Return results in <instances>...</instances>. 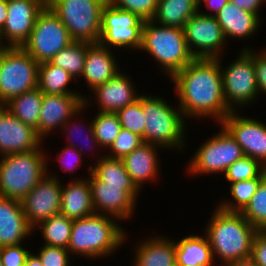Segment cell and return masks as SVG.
<instances>
[{"label":"cell","mask_w":266,"mask_h":266,"mask_svg":"<svg viewBox=\"0 0 266 266\" xmlns=\"http://www.w3.org/2000/svg\"><path fill=\"white\" fill-rule=\"evenodd\" d=\"M47 174L21 200L24 215L32 228L60 214L62 182L56 174Z\"/></svg>","instance_id":"obj_14"},{"label":"cell","mask_w":266,"mask_h":266,"mask_svg":"<svg viewBox=\"0 0 266 266\" xmlns=\"http://www.w3.org/2000/svg\"><path fill=\"white\" fill-rule=\"evenodd\" d=\"M96 159L95 165L91 166V173L105 185H123V189L138 201L140 190L131 180L122 159L109 158L103 153Z\"/></svg>","instance_id":"obj_28"},{"label":"cell","mask_w":266,"mask_h":266,"mask_svg":"<svg viewBox=\"0 0 266 266\" xmlns=\"http://www.w3.org/2000/svg\"><path fill=\"white\" fill-rule=\"evenodd\" d=\"M144 20L138 15L107 2L101 11L99 44L110 49L139 50L142 45ZM117 48V49H116Z\"/></svg>","instance_id":"obj_10"},{"label":"cell","mask_w":266,"mask_h":266,"mask_svg":"<svg viewBox=\"0 0 266 266\" xmlns=\"http://www.w3.org/2000/svg\"><path fill=\"white\" fill-rule=\"evenodd\" d=\"M91 101V102H90ZM92 104V99H89L88 98V96H86V95H84V106L76 113V114H74L60 129L62 130V134H64L65 132V136L67 135V137H65V138H68L67 140H68V142H67V144L66 145H69V146H72V147H74V148H76L81 154H83L82 152H84L83 151V148L85 147V146H81L80 145V149L78 148L79 146V144H76V143H74L75 142V140H73V139H75L76 137H75V133H79L80 135L82 134V131H83V129H81V127L83 126V124L81 125V123H82V121L80 122H77L78 121V115L79 114H81L82 113V111H83V113L85 112V110H87L90 106H91V104ZM90 105V106H89ZM88 106V107H87ZM87 108V109H86ZM75 116L77 117L76 119H75ZM76 120V121H75ZM89 125H87V126H85L84 128L87 130V132H86V130H85V132L84 133H86V137H87V139L85 140V141H87V142H85L84 140V143L85 144H87L86 146H88V149L85 147V149H86V151L88 150L89 152H87V153H90V150H91V153H93L94 152V148L96 147V149H97V147H99L98 148V150L100 149V145L98 144V141H97V139H96V137H95V135H94V130H93V124H92V121L91 122H89L88 123ZM87 127V128H86ZM83 128V127H82ZM76 131V132H75ZM85 139V138H84ZM70 141V142H69ZM76 141H77V138H76ZM82 141V140H81ZM79 143V142H78ZM82 144V143H81ZM91 145V146H90ZM77 146V147H76ZM93 147V148H92ZM90 149V150H89ZM93 149V150H92Z\"/></svg>","instance_id":"obj_35"},{"label":"cell","mask_w":266,"mask_h":266,"mask_svg":"<svg viewBox=\"0 0 266 266\" xmlns=\"http://www.w3.org/2000/svg\"><path fill=\"white\" fill-rule=\"evenodd\" d=\"M260 231L266 236V226Z\"/></svg>","instance_id":"obj_53"},{"label":"cell","mask_w":266,"mask_h":266,"mask_svg":"<svg viewBox=\"0 0 266 266\" xmlns=\"http://www.w3.org/2000/svg\"><path fill=\"white\" fill-rule=\"evenodd\" d=\"M220 131L205 139L197 149L186 169L190 175L223 174L235 161L245 156L241 146L221 125Z\"/></svg>","instance_id":"obj_9"},{"label":"cell","mask_w":266,"mask_h":266,"mask_svg":"<svg viewBox=\"0 0 266 266\" xmlns=\"http://www.w3.org/2000/svg\"><path fill=\"white\" fill-rule=\"evenodd\" d=\"M82 177H73L67 185L62 184L60 214L71 220L95 214L89 179Z\"/></svg>","instance_id":"obj_24"},{"label":"cell","mask_w":266,"mask_h":266,"mask_svg":"<svg viewBox=\"0 0 266 266\" xmlns=\"http://www.w3.org/2000/svg\"><path fill=\"white\" fill-rule=\"evenodd\" d=\"M245 47V48H244ZM239 56L227 66H222L220 57V71L223 84L224 97L227 105L233 111H240L254 100L259 94L253 63V49L244 46Z\"/></svg>","instance_id":"obj_8"},{"label":"cell","mask_w":266,"mask_h":266,"mask_svg":"<svg viewBox=\"0 0 266 266\" xmlns=\"http://www.w3.org/2000/svg\"><path fill=\"white\" fill-rule=\"evenodd\" d=\"M112 6L130 11L144 21L152 20L159 0H107Z\"/></svg>","instance_id":"obj_41"},{"label":"cell","mask_w":266,"mask_h":266,"mask_svg":"<svg viewBox=\"0 0 266 266\" xmlns=\"http://www.w3.org/2000/svg\"><path fill=\"white\" fill-rule=\"evenodd\" d=\"M234 5L238 6L240 9L252 12L256 14L259 18L260 7L265 4L266 0H229Z\"/></svg>","instance_id":"obj_48"},{"label":"cell","mask_w":266,"mask_h":266,"mask_svg":"<svg viewBox=\"0 0 266 266\" xmlns=\"http://www.w3.org/2000/svg\"><path fill=\"white\" fill-rule=\"evenodd\" d=\"M92 119L94 135L104 151L111 146L121 131V125L116 113L96 112Z\"/></svg>","instance_id":"obj_36"},{"label":"cell","mask_w":266,"mask_h":266,"mask_svg":"<svg viewBox=\"0 0 266 266\" xmlns=\"http://www.w3.org/2000/svg\"><path fill=\"white\" fill-rule=\"evenodd\" d=\"M13 48L12 45L4 42L2 39H0V65L4 61L5 57L9 53V51Z\"/></svg>","instance_id":"obj_50"},{"label":"cell","mask_w":266,"mask_h":266,"mask_svg":"<svg viewBox=\"0 0 266 266\" xmlns=\"http://www.w3.org/2000/svg\"><path fill=\"white\" fill-rule=\"evenodd\" d=\"M261 51L253 49V63L256 77V84L260 94L266 95V47Z\"/></svg>","instance_id":"obj_45"},{"label":"cell","mask_w":266,"mask_h":266,"mask_svg":"<svg viewBox=\"0 0 266 266\" xmlns=\"http://www.w3.org/2000/svg\"><path fill=\"white\" fill-rule=\"evenodd\" d=\"M72 42L74 41L65 25L46 5L38 15L30 37L22 48L38 63H43Z\"/></svg>","instance_id":"obj_11"},{"label":"cell","mask_w":266,"mask_h":266,"mask_svg":"<svg viewBox=\"0 0 266 266\" xmlns=\"http://www.w3.org/2000/svg\"><path fill=\"white\" fill-rule=\"evenodd\" d=\"M140 50L153 57L169 79L195 59L188 48L184 29L162 26L152 20L144 21Z\"/></svg>","instance_id":"obj_5"},{"label":"cell","mask_w":266,"mask_h":266,"mask_svg":"<svg viewBox=\"0 0 266 266\" xmlns=\"http://www.w3.org/2000/svg\"><path fill=\"white\" fill-rule=\"evenodd\" d=\"M265 169L257 160L244 156L230 165L223 176L226 181L233 183L257 178Z\"/></svg>","instance_id":"obj_39"},{"label":"cell","mask_w":266,"mask_h":266,"mask_svg":"<svg viewBox=\"0 0 266 266\" xmlns=\"http://www.w3.org/2000/svg\"><path fill=\"white\" fill-rule=\"evenodd\" d=\"M225 266H257L251 257L240 259L231 263H228Z\"/></svg>","instance_id":"obj_51"},{"label":"cell","mask_w":266,"mask_h":266,"mask_svg":"<svg viewBox=\"0 0 266 266\" xmlns=\"http://www.w3.org/2000/svg\"><path fill=\"white\" fill-rule=\"evenodd\" d=\"M198 12L195 0H159L152 21L162 26L184 29L185 23Z\"/></svg>","instance_id":"obj_29"},{"label":"cell","mask_w":266,"mask_h":266,"mask_svg":"<svg viewBox=\"0 0 266 266\" xmlns=\"http://www.w3.org/2000/svg\"><path fill=\"white\" fill-rule=\"evenodd\" d=\"M143 143V139L140 136L121 128L119 135L107 149L108 152H105V156L113 159H123Z\"/></svg>","instance_id":"obj_40"},{"label":"cell","mask_w":266,"mask_h":266,"mask_svg":"<svg viewBox=\"0 0 266 266\" xmlns=\"http://www.w3.org/2000/svg\"><path fill=\"white\" fill-rule=\"evenodd\" d=\"M8 16V0H0V30L3 28Z\"/></svg>","instance_id":"obj_49"},{"label":"cell","mask_w":266,"mask_h":266,"mask_svg":"<svg viewBox=\"0 0 266 266\" xmlns=\"http://www.w3.org/2000/svg\"><path fill=\"white\" fill-rule=\"evenodd\" d=\"M32 232L21 201L0 196V247L22 244Z\"/></svg>","instance_id":"obj_21"},{"label":"cell","mask_w":266,"mask_h":266,"mask_svg":"<svg viewBox=\"0 0 266 266\" xmlns=\"http://www.w3.org/2000/svg\"><path fill=\"white\" fill-rule=\"evenodd\" d=\"M24 266H43V264L36 254L30 252V254L27 256Z\"/></svg>","instance_id":"obj_52"},{"label":"cell","mask_w":266,"mask_h":266,"mask_svg":"<svg viewBox=\"0 0 266 266\" xmlns=\"http://www.w3.org/2000/svg\"><path fill=\"white\" fill-rule=\"evenodd\" d=\"M229 2V0H200L199 3H198V11L201 13V14H204V15H209V16H215L219 11L220 9H222L227 3ZM206 6L207 8V11L208 12H202L201 9V5H204ZM212 11V13H211Z\"/></svg>","instance_id":"obj_47"},{"label":"cell","mask_w":266,"mask_h":266,"mask_svg":"<svg viewBox=\"0 0 266 266\" xmlns=\"http://www.w3.org/2000/svg\"><path fill=\"white\" fill-rule=\"evenodd\" d=\"M184 34L194 58H220L225 54L224 48L228 41L213 16L198 11L185 23Z\"/></svg>","instance_id":"obj_13"},{"label":"cell","mask_w":266,"mask_h":266,"mask_svg":"<svg viewBox=\"0 0 266 266\" xmlns=\"http://www.w3.org/2000/svg\"><path fill=\"white\" fill-rule=\"evenodd\" d=\"M87 54V42H72L63 48L48 62L70 73L76 81L80 82Z\"/></svg>","instance_id":"obj_34"},{"label":"cell","mask_w":266,"mask_h":266,"mask_svg":"<svg viewBox=\"0 0 266 266\" xmlns=\"http://www.w3.org/2000/svg\"><path fill=\"white\" fill-rule=\"evenodd\" d=\"M266 177V169L257 177L230 183L231 198L223 200L217 206L227 212H241L257 191L259 183ZM231 199V200H230Z\"/></svg>","instance_id":"obj_33"},{"label":"cell","mask_w":266,"mask_h":266,"mask_svg":"<svg viewBox=\"0 0 266 266\" xmlns=\"http://www.w3.org/2000/svg\"><path fill=\"white\" fill-rule=\"evenodd\" d=\"M115 56L110 48L99 43H87V54L81 78L90 88V91L104 84L121 71Z\"/></svg>","instance_id":"obj_22"},{"label":"cell","mask_w":266,"mask_h":266,"mask_svg":"<svg viewBox=\"0 0 266 266\" xmlns=\"http://www.w3.org/2000/svg\"><path fill=\"white\" fill-rule=\"evenodd\" d=\"M119 220L102 214L73 220L67 250L73 256L94 260L109 257L126 243L128 234Z\"/></svg>","instance_id":"obj_3"},{"label":"cell","mask_w":266,"mask_h":266,"mask_svg":"<svg viewBox=\"0 0 266 266\" xmlns=\"http://www.w3.org/2000/svg\"><path fill=\"white\" fill-rule=\"evenodd\" d=\"M139 241L134 247L132 266H177L175 239L155 234Z\"/></svg>","instance_id":"obj_25"},{"label":"cell","mask_w":266,"mask_h":266,"mask_svg":"<svg viewBox=\"0 0 266 266\" xmlns=\"http://www.w3.org/2000/svg\"><path fill=\"white\" fill-rule=\"evenodd\" d=\"M76 79L62 68L51 65L48 61L39 63L37 88L45 94H81L70 89L69 84ZM69 87V88H68Z\"/></svg>","instance_id":"obj_30"},{"label":"cell","mask_w":266,"mask_h":266,"mask_svg":"<svg viewBox=\"0 0 266 266\" xmlns=\"http://www.w3.org/2000/svg\"><path fill=\"white\" fill-rule=\"evenodd\" d=\"M121 70L104 84L91 91L95 97L94 103H97L94 105L98 106L97 111L116 113L139 99L141 93L136 91L134 81L123 72V69Z\"/></svg>","instance_id":"obj_20"},{"label":"cell","mask_w":266,"mask_h":266,"mask_svg":"<svg viewBox=\"0 0 266 266\" xmlns=\"http://www.w3.org/2000/svg\"><path fill=\"white\" fill-rule=\"evenodd\" d=\"M210 213L204 234L207 236L214 260L228 263L251 257L253 240L259 231L240 212H227L217 205Z\"/></svg>","instance_id":"obj_2"},{"label":"cell","mask_w":266,"mask_h":266,"mask_svg":"<svg viewBox=\"0 0 266 266\" xmlns=\"http://www.w3.org/2000/svg\"><path fill=\"white\" fill-rule=\"evenodd\" d=\"M251 258L257 266H266V236L261 231L253 240Z\"/></svg>","instance_id":"obj_46"},{"label":"cell","mask_w":266,"mask_h":266,"mask_svg":"<svg viewBox=\"0 0 266 266\" xmlns=\"http://www.w3.org/2000/svg\"><path fill=\"white\" fill-rule=\"evenodd\" d=\"M84 106L81 94H45L39 115V137H45L60 129L74 114ZM57 127V128H56Z\"/></svg>","instance_id":"obj_19"},{"label":"cell","mask_w":266,"mask_h":266,"mask_svg":"<svg viewBox=\"0 0 266 266\" xmlns=\"http://www.w3.org/2000/svg\"><path fill=\"white\" fill-rule=\"evenodd\" d=\"M122 128L140 136L145 143V116L142 110V93L134 103L116 112Z\"/></svg>","instance_id":"obj_38"},{"label":"cell","mask_w":266,"mask_h":266,"mask_svg":"<svg viewBox=\"0 0 266 266\" xmlns=\"http://www.w3.org/2000/svg\"><path fill=\"white\" fill-rule=\"evenodd\" d=\"M214 17L222 28L226 41L228 37L229 40L230 37L247 40L258 32L261 24V18L256 14L240 9L230 1Z\"/></svg>","instance_id":"obj_26"},{"label":"cell","mask_w":266,"mask_h":266,"mask_svg":"<svg viewBox=\"0 0 266 266\" xmlns=\"http://www.w3.org/2000/svg\"><path fill=\"white\" fill-rule=\"evenodd\" d=\"M43 145L30 152L0 157V196L21 201L47 175L49 157Z\"/></svg>","instance_id":"obj_6"},{"label":"cell","mask_w":266,"mask_h":266,"mask_svg":"<svg viewBox=\"0 0 266 266\" xmlns=\"http://www.w3.org/2000/svg\"><path fill=\"white\" fill-rule=\"evenodd\" d=\"M160 149L161 146L143 143L122 159L127 173L140 191L145 182L152 183L159 177L160 158L157 150Z\"/></svg>","instance_id":"obj_23"},{"label":"cell","mask_w":266,"mask_h":266,"mask_svg":"<svg viewBox=\"0 0 266 266\" xmlns=\"http://www.w3.org/2000/svg\"><path fill=\"white\" fill-rule=\"evenodd\" d=\"M36 255L39 257L43 266H71L72 257L70 252L62 247L43 245L39 247Z\"/></svg>","instance_id":"obj_42"},{"label":"cell","mask_w":266,"mask_h":266,"mask_svg":"<svg viewBox=\"0 0 266 266\" xmlns=\"http://www.w3.org/2000/svg\"><path fill=\"white\" fill-rule=\"evenodd\" d=\"M39 63L22 47H13L0 65V105L37 88Z\"/></svg>","instance_id":"obj_12"},{"label":"cell","mask_w":266,"mask_h":266,"mask_svg":"<svg viewBox=\"0 0 266 266\" xmlns=\"http://www.w3.org/2000/svg\"><path fill=\"white\" fill-rule=\"evenodd\" d=\"M58 152L56 159L58 158V165L60 166L61 171L63 170L64 173L76 172L77 169L81 167L80 165L83 163V154H81L76 148L66 145L61 151Z\"/></svg>","instance_id":"obj_44"},{"label":"cell","mask_w":266,"mask_h":266,"mask_svg":"<svg viewBox=\"0 0 266 266\" xmlns=\"http://www.w3.org/2000/svg\"><path fill=\"white\" fill-rule=\"evenodd\" d=\"M107 0H49L47 6L60 18L76 42L97 44L101 11Z\"/></svg>","instance_id":"obj_7"},{"label":"cell","mask_w":266,"mask_h":266,"mask_svg":"<svg viewBox=\"0 0 266 266\" xmlns=\"http://www.w3.org/2000/svg\"><path fill=\"white\" fill-rule=\"evenodd\" d=\"M43 143L33 127L24 124L4 105H0V157L30 152Z\"/></svg>","instance_id":"obj_18"},{"label":"cell","mask_w":266,"mask_h":266,"mask_svg":"<svg viewBox=\"0 0 266 266\" xmlns=\"http://www.w3.org/2000/svg\"><path fill=\"white\" fill-rule=\"evenodd\" d=\"M240 213L259 231L266 226V177L259 183L257 191Z\"/></svg>","instance_id":"obj_37"},{"label":"cell","mask_w":266,"mask_h":266,"mask_svg":"<svg viewBox=\"0 0 266 266\" xmlns=\"http://www.w3.org/2000/svg\"><path fill=\"white\" fill-rule=\"evenodd\" d=\"M46 5L45 0H8V16L0 30V39L13 47H22Z\"/></svg>","instance_id":"obj_17"},{"label":"cell","mask_w":266,"mask_h":266,"mask_svg":"<svg viewBox=\"0 0 266 266\" xmlns=\"http://www.w3.org/2000/svg\"><path fill=\"white\" fill-rule=\"evenodd\" d=\"M42 99L43 93L36 88L12 98L4 106L24 124L33 127L39 136V115Z\"/></svg>","instance_id":"obj_31"},{"label":"cell","mask_w":266,"mask_h":266,"mask_svg":"<svg viewBox=\"0 0 266 266\" xmlns=\"http://www.w3.org/2000/svg\"><path fill=\"white\" fill-rule=\"evenodd\" d=\"M72 223L73 220L66 218L64 215L58 214L52 216L50 219L40 222L35 228H33V231L41 229L40 234L44 241V244L42 245L67 249L72 231Z\"/></svg>","instance_id":"obj_32"},{"label":"cell","mask_w":266,"mask_h":266,"mask_svg":"<svg viewBox=\"0 0 266 266\" xmlns=\"http://www.w3.org/2000/svg\"><path fill=\"white\" fill-rule=\"evenodd\" d=\"M172 105L160 96L142 94V110L146 120L145 143L161 146L162 150H180L181 153L187 145V125L180 108Z\"/></svg>","instance_id":"obj_4"},{"label":"cell","mask_w":266,"mask_h":266,"mask_svg":"<svg viewBox=\"0 0 266 266\" xmlns=\"http://www.w3.org/2000/svg\"><path fill=\"white\" fill-rule=\"evenodd\" d=\"M88 165L89 183L91 186L92 205L96 214L108 215L118 220H129L133 217L137 201L123 189V185H105L91 173Z\"/></svg>","instance_id":"obj_16"},{"label":"cell","mask_w":266,"mask_h":266,"mask_svg":"<svg viewBox=\"0 0 266 266\" xmlns=\"http://www.w3.org/2000/svg\"><path fill=\"white\" fill-rule=\"evenodd\" d=\"M170 79L186 121L210 117L220 124L233 111L224 97L220 58H195Z\"/></svg>","instance_id":"obj_1"},{"label":"cell","mask_w":266,"mask_h":266,"mask_svg":"<svg viewBox=\"0 0 266 266\" xmlns=\"http://www.w3.org/2000/svg\"><path fill=\"white\" fill-rule=\"evenodd\" d=\"M175 242L177 266H215L212 249L204 233L200 236L185 235Z\"/></svg>","instance_id":"obj_27"},{"label":"cell","mask_w":266,"mask_h":266,"mask_svg":"<svg viewBox=\"0 0 266 266\" xmlns=\"http://www.w3.org/2000/svg\"><path fill=\"white\" fill-rule=\"evenodd\" d=\"M0 266H3V263H2V261H1V257H0Z\"/></svg>","instance_id":"obj_54"},{"label":"cell","mask_w":266,"mask_h":266,"mask_svg":"<svg viewBox=\"0 0 266 266\" xmlns=\"http://www.w3.org/2000/svg\"><path fill=\"white\" fill-rule=\"evenodd\" d=\"M232 111L219 125H222L241 146L245 156L257 160L266 168V123Z\"/></svg>","instance_id":"obj_15"},{"label":"cell","mask_w":266,"mask_h":266,"mask_svg":"<svg viewBox=\"0 0 266 266\" xmlns=\"http://www.w3.org/2000/svg\"><path fill=\"white\" fill-rule=\"evenodd\" d=\"M19 245H11L0 247V257L3 266H24L27 256L32 252L26 247Z\"/></svg>","instance_id":"obj_43"}]
</instances>
